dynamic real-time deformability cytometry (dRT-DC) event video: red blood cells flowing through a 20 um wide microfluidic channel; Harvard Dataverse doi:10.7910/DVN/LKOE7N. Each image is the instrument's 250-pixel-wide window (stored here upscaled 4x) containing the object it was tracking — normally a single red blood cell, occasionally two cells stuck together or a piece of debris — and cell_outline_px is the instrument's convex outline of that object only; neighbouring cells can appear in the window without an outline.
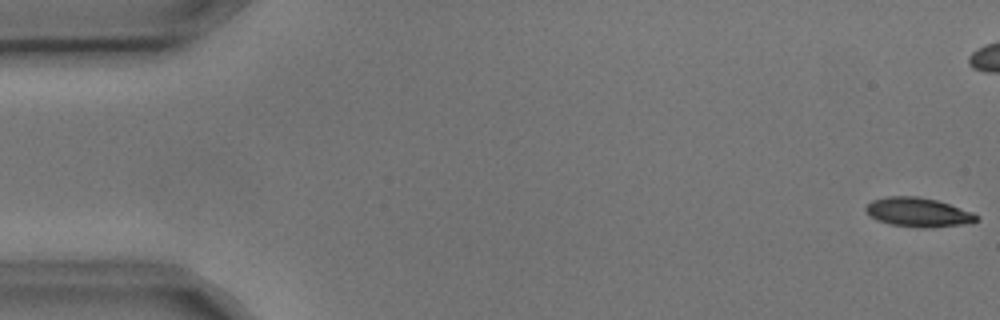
{"species": "common noctule bat (a hibernating species)", "species_latin": "Nyctalus noctula", "temperature_condition": "cold", "stored_images_in_passage": 5, "camera_frame_rate_fps": 3000, "um_per_image_px": 0.085, "animal": {"sex": "male", "body_mass_g": 17.9, "forearm_length_mm": 54.2}, "frame": {"image": 1, "passage_image": 1, "time_ms": 0.0, "image_size_px": [1000, 320], "cell_outline_px": [[980, 220], [972, 224], [928, 228], [916, 228], [888, 224], [876, 220], [864, 208], [872, 200], [888, 196], [916, 196], [936, 200], [972, 212], [980, 216]], "centroid_in_image_um": [78.1, 18.07], "position_along_channel_um": 6.9, "area_um2": 19.07}}